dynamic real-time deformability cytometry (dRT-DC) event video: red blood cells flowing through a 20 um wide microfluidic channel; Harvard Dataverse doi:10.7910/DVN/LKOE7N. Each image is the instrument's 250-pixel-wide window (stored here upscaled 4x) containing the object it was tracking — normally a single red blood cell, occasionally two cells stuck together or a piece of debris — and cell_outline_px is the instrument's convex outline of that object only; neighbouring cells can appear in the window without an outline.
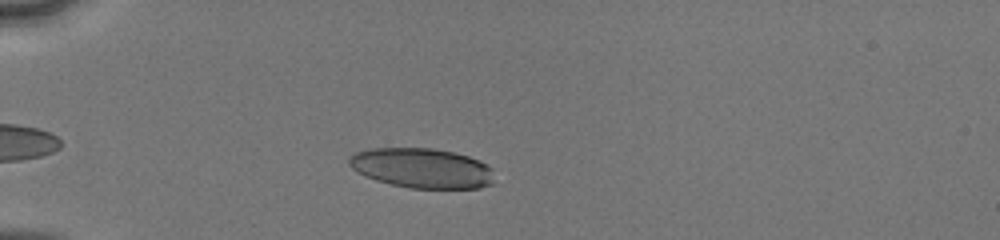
{"species": "human", "species_latin": "Homo sapiens", "temperature_condition": "cold", "stored_images_in_passage": 39, "camera_frame_rate_fps": 3000, "um_per_image_px": 0.085, "donor": {"sex": "male"}, "frame": {"image": 1, "passage_image": 7, "time_ms": 2.0, "image_size_px": [1000, 240], "cell_outline_px": [[492, 184], [480, 188], [412, 188], [392, 184], [376, 180], [364, 176], [356, 172], [348, 164], [348, 160], [356, 152], [372, 148], [432, 148], [452, 152], [468, 156], [480, 160], [488, 164], [492, 168]], "centroid_in_image_um": [35.86, 14.29], "position_along_channel_um": 49.1, "area_um2": 33.76}}
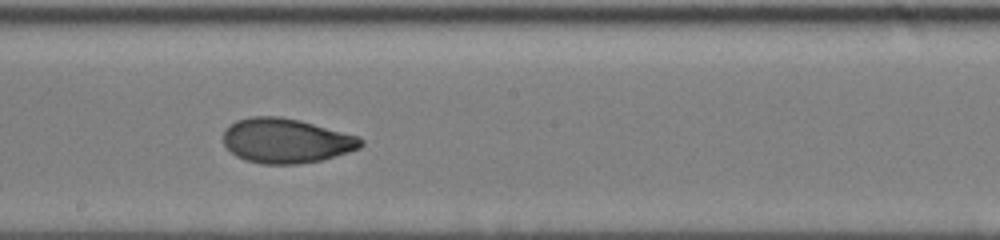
{"frame": {"image": 2, "passage_image": 22, "time_ms": 7.0, "image_size_px": [1000, 240], "cell_outline_px": [[364, 144], [360, 148], [348, 152], [320, 160], [296, 164], [260, 164], [244, 160], [236, 156], [224, 144], [224, 132], [236, 120], [252, 116], [280, 116], [300, 120], [360, 136], [364, 140]], "centroid_in_image_um": [24.35, 11.96], "position_along_channel_um": 223.9, "area_um2": 35.84}}
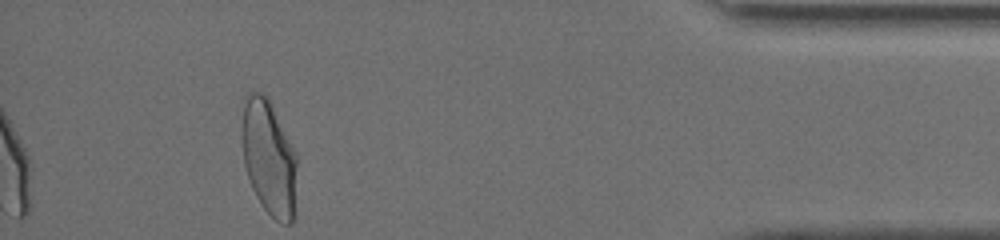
{"frame": {"image": 3, "passage_image": 39, "time_ms": 12.667, "image_size_px": [1000, 240], "cell_outline_px": [[296, 164], [292, 224], [284, 224], [276, 220], [260, 204], [252, 188], [244, 164], [240, 136], [240, 132], [244, 96], [248, 92], [260, 92], [268, 96], [296, 156]], "centroid_in_image_um": [22.79, 13.34], "position_along_channel_um": 412.4, "area_um2": 36.82}, "authors_computed_cell_mechanics": {"area_um2": 35.258, "velocity_mm_per_s": 4.1108, "shape_relaxation_time_tau1_ms": 5.7506, "shape_relaxation_time_tau2_ms": 1.0714, "deformation_change_tau1": 0.1817, "deformation_change_tau2": 0.0589}}